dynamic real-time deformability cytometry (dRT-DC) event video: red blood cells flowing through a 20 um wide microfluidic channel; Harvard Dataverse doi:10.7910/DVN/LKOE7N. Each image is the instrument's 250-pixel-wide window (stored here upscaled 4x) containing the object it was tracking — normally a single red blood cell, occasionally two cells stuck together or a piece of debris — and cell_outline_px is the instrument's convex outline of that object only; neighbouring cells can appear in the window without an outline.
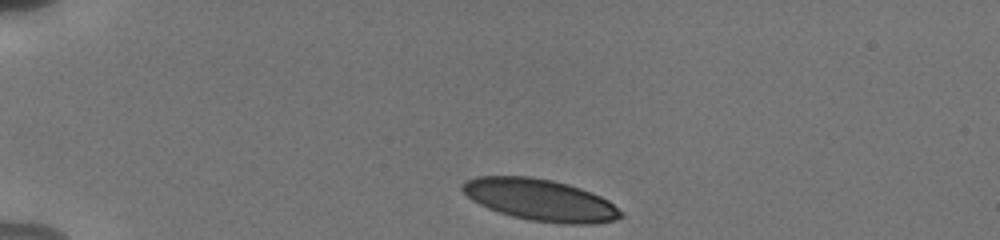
{"species": "human", "species_latin": "Homo sapiens", "temperature_condition": "cold", "stored_images_in_passage": 37, "camera_frame_rate_fps": 3000, "um_per_image_px": 0.085, "donor": {"sex": "male"}, "frame": {"image": 1, "passage_image": 1, "time_ms": 0.0, "image_size_px": [1000, 240], "cell_outline_px": [[624, 216], [616, 220], [596, 224], [564, 224], [528, 220], [512, 216], [488, 208], [472, 200], [460, 188], [464, 180], [476, 176], [528, 176], [552, 180], [568, 184], [580, 188], [600, 196], [608, 200], [624, 212]], "centroid_in_image_um": [45.94, 17.0], "position_along_channel_um": 39.1, "area_um2": 38.67}}
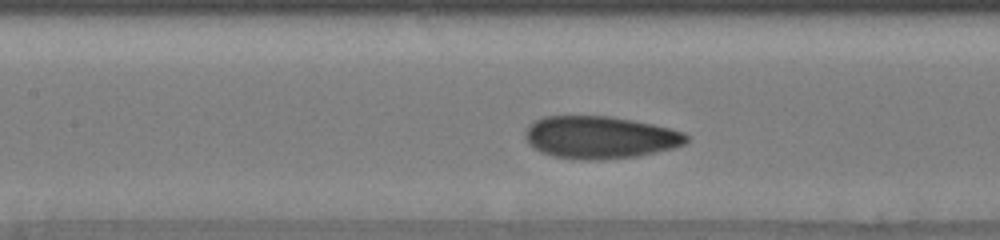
{"frame": {"image": 2, "passage_image": 15, "time_ms": 4.667, "image_size_px": [1000, 240], "cell_outline_px": [[688, 140], [684, 144], [672, 148], [656, 152], [636, 156], [600, 160], [580, 160], [552, 156], [540, 152], [528, 144], [524, 136], [524, 132], [528, 124], [544, 116], [612, 116], [652, 124], [684, 132], [688, 136]], "centroid_in_image_um": [50.95, 11.68], "position_along_channel_um": 156.5, "area_um2": 40.06}}
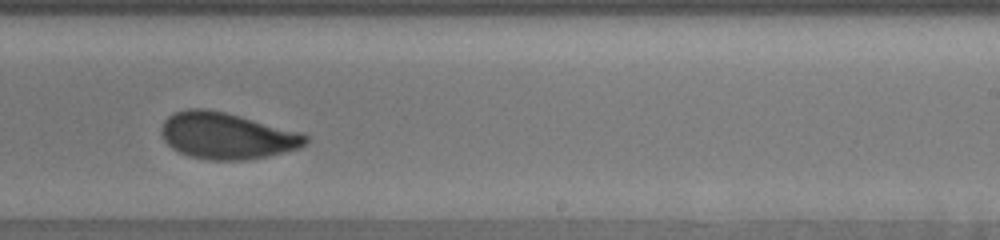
{"frame": {"image": 3, "passage_image": 24, "time_ms": 7.667, "image_size_px": [1000, 240], "cell_outline_px": [[308, 144], [300, 148], [268, 156], [248, 160], [208, 160], [188, 156], [172, 148], [164, 140], [160, 132], [160, 128], [164, 120], [168, 116], [176, 112], [188, 108], [208, 108], [304, 132], [308, 136]], "centroid_in_image_um": [19.3, 11.54], "position_along_channel_um": 269.7, "area_um2": 39.48}, "authors_computed_cell_mechanics": {"area_um2": 39.3618, "velocity_mm_per_s": 3.7974, "shape_relaxation_time_tau1_ms": 3.8223, "shape_relaxation_time_tau2_ms": 1.1214, "deformation_change_tau1": 0.1255, "deformation_change_tau2": 0.0543}}